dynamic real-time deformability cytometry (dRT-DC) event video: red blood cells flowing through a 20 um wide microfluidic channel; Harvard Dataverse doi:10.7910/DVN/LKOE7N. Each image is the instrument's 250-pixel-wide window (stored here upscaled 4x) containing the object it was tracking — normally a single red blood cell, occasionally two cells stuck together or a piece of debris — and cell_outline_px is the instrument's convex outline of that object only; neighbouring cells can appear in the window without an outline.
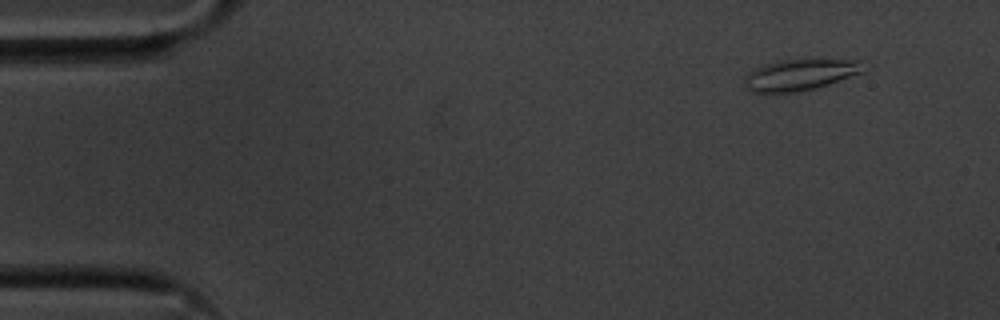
{"species": "common noctule bat (a hibernating species)", "species_latin": "Nyctalus noctula", "temperature_condition": "cold", "stored_images_in_passage": 51, "camera_frame_rate_fps": 3000, "um_per_image_px": 0.085, "animal": {"sex": "male", "body_mass_g": 20.1, "forearm_length_mm": 53.5}, "frame": {"image": 1, "passage_image": 1, "time_ms": 0.0, "image_size_px": [1000, 320], "cell_outline_px": [[864, 72], [816, 88], [796, 92], [752, 92], [744, 88], [744, 80], [756, 68], [764, 64], [776, 60], [860, 60]], "centroid_in_image_um": [67.98, 6.36], "position_along_channel_um": 17.0, "area_um2": 21.27}}
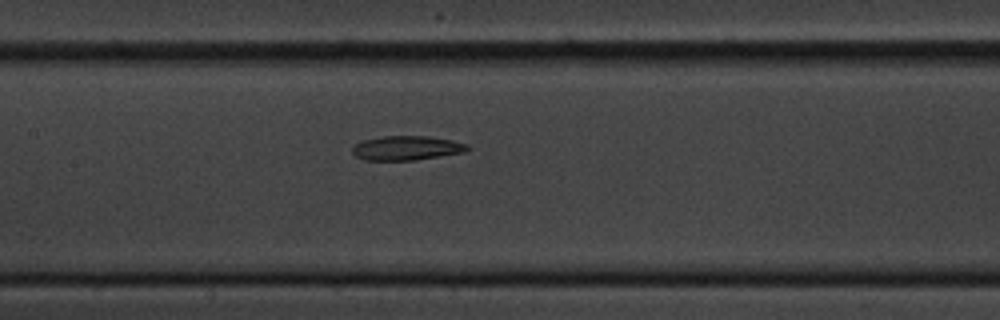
{"frame": {"image": 2, "passage_image": 22, "time_ms": 7.0, "image_size_px": [1000, 320], "cell_outline_px": [[468, 148], [464, 152], [416, 160], [364, 160], [356, 156], [352, 152], [352, 148], [356, 144], [364, 140], [380, 136], [428, 136], [452, 140], [468, 144]], "centroid_in_image_um": [34.55, 12.58], "position_along_channel_um": 172.8, "area_um2": 16.24}}
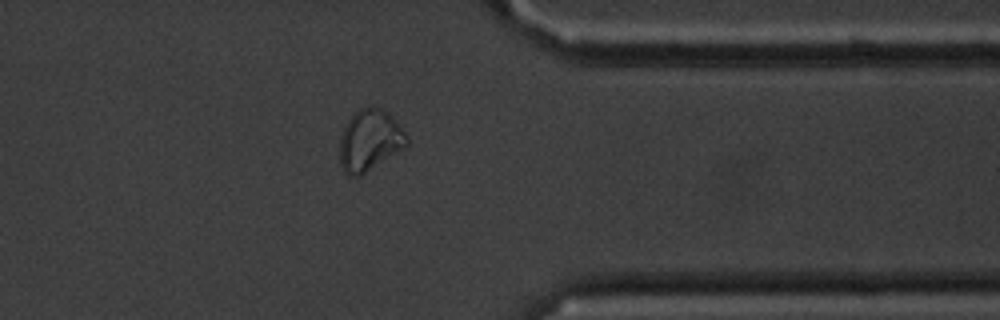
{"frame": {"image": 3, "passage_image": 40, "time_ms": 13.0, "image_size_px": [1000, 320], "cell_outline_px": [[408, 144], [360, 176], [348, 176], [344, 172], [340, 164], [340, 136], [348, 120], [360, 108], [372, 104], [388, 112], [396, 120], [408, 136]], "centroid_in_image_um": [31.42, 11.9], "position_along_channel_um": 380.0, "area_um2": 23.87}, "authors_computed_cell_mechanics": {"area_um2": 18.6116, "velocity_mm_per_s": 3.5885, "shape_relaxation_time_tau1_ms": 7.9657, "shape_relaxation_time_tau2_ms": 4.6946, "deformation_change_tau1": 0.223, "deformation_change_tau2": 0.129}}